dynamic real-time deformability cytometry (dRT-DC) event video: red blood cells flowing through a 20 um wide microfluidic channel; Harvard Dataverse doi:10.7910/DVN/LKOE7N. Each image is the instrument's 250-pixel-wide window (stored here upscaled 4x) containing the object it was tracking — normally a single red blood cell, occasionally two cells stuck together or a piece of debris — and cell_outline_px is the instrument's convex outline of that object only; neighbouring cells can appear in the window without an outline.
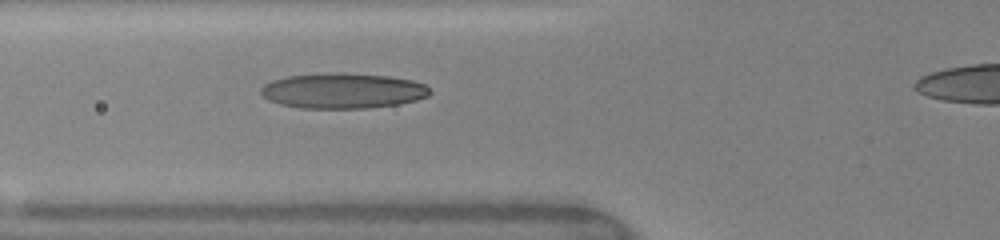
{"species": "human", "species_latin": "Homo sapiens", "temperature_condition": "warm", "stored_images_in_passage": 4, "camera_frame_rate_fps": 3000, "um_per_image_px": 0.085, "donor": {"sex": "female"}, "frame": {"image": 1, "passage_image": 3, "time_ms": 2.0, "image_size_px": [1000, 240], "cell_outline_px": [[432, 92], [428, 96], [416, 100], [400, 104], [368, 108], [300, 108], [280, 104], [268, 100], [260, 92], [260, 88], [264, 84], [272, 80], [288, 76], [336, 72], [344, 72], [388, 76], [412, 80], [424, 84]], "centroid_in_image_um": [29.14, 7.71], "position_along_channel_um": 96.7, "area_um2": 34.97}}